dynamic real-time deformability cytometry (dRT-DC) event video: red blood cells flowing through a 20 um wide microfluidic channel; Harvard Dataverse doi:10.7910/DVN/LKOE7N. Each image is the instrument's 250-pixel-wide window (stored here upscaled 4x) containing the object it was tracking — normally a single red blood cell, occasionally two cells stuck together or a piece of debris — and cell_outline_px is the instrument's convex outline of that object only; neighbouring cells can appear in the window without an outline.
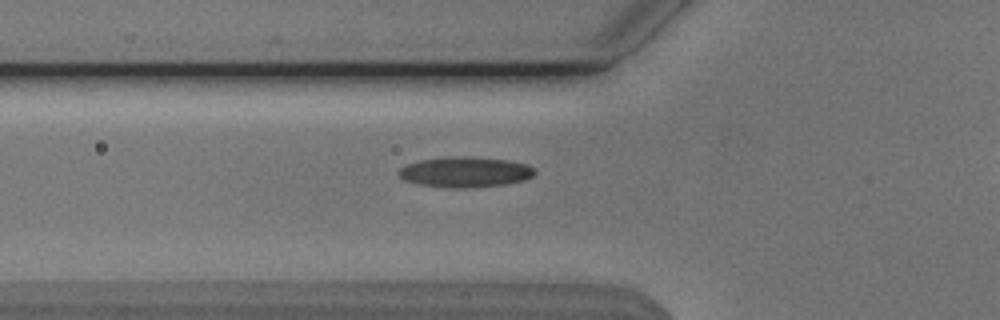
{"species": "Egyptian fruit bat (a non-hibernating species)", "species_latin": "Rousettus aegyptiacus", "temperature_condition": "cold", "stored_images_in_passage": 35, "camera_frame_rate_fps": 3000, "um_per_image_px": 0.085, "animal": {"sex": "male"}, "frame": {"image": 1, "passage_image": 6, "time_ms": 1.667, "image_size_px": [1000, 320], "cell_outline_px": [[536, 172], [532, 176], [524, 180], [504, 184], [468, 188], [448, 188], [416, 184], [404, 180], [396, 172], [400, 168], [408, 164], [420, 160], [452, 156], [468, 156], [508, 160], [528, 164], [536, 168]], "centroid_in_image_um": [39.54, 14.62], "position_along_channel_um": 86.3, "area_um2": 24.33}}
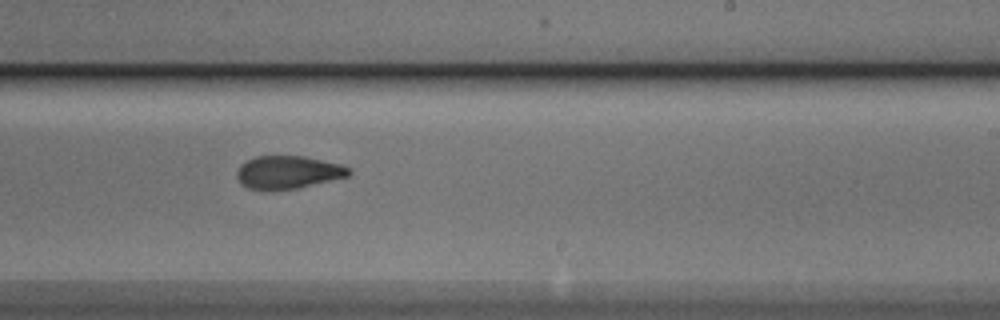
{"frame": {"image": 2, "passage_image": 20, "time_ms": 6.333, "image_size_px": [1000, 320], "cell_outline_px": [[352, 172], [348, 176], [296, 188], [248, 188], [240, 184], [236, 176], [236, 172], [240, 164], [256, 156], [304, 156], [344, 164], [352, 168]], "centroid_in_image_um": [24.52, 14.6], "position_along_channel_um": 264.5, "area_um2": 21.27}}
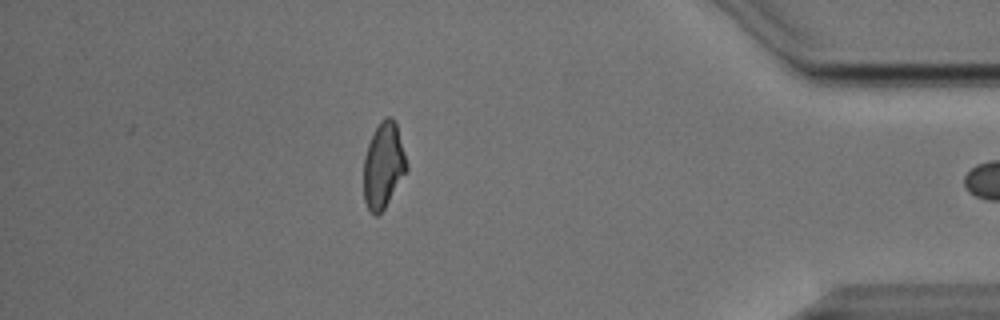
{"frame": {"image": 3, "passage_image": 34, "time_ms": 11.0, "image_size_px": [1000, 320], "cell_outline_px": [[408, 168], [384, 208], [376, 216], [368, 208], [364, 200], [364, 156], [368, 144], [380, 120], [384, 116], [392, 116], [396, 120], [408, 164]], "centroid_in_image_um": [32.6, 13.99], "position_along_channel_um": 402.6, "area_um2": 21.39}}